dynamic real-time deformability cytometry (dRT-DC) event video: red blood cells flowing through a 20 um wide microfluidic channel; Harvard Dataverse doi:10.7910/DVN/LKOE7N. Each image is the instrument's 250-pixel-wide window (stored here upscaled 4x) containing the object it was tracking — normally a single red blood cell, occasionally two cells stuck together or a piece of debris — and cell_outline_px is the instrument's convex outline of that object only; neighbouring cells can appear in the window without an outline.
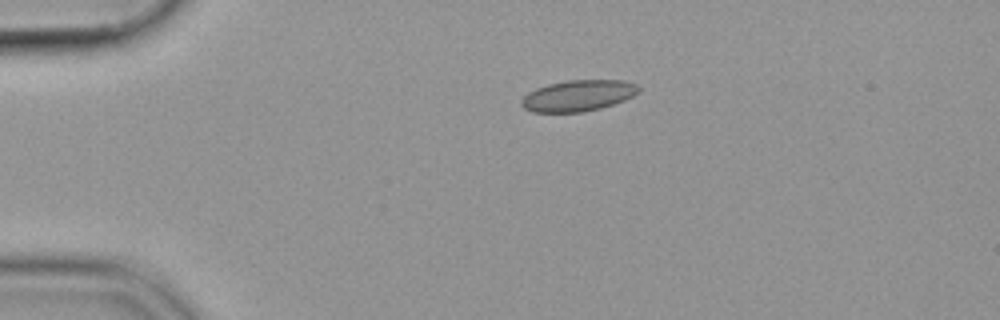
{"species": "common noctule bat (a hibernating species)", "species_latin": "Nyctalus noctula", "temperature_condition": "cold", "stored_images_in_passage": 43, "camera_frame_rate_fps": 3000, "um_per_image_px": 0.085, "animal": {"sex": "female", "body_mass_g": 19.9}, "frame": {"image": 1, "passage_image": 1, "time_ms": 0.0, "image_size_px": [1000, 320], "cell_outline_px": [[640, 92], [624, 100], [600, 108], [580, 112], [532, 112], [524, 108], [520, 104], [520, 100], [528, 92], [536, 88], [548, 84], [568, 80], [624, 80], [636, 84], [640, 88]], "centroid_in_image_um": [49.12, 8.12], "position_along_channel_um": 35.9, "area_um2": 21.27}}
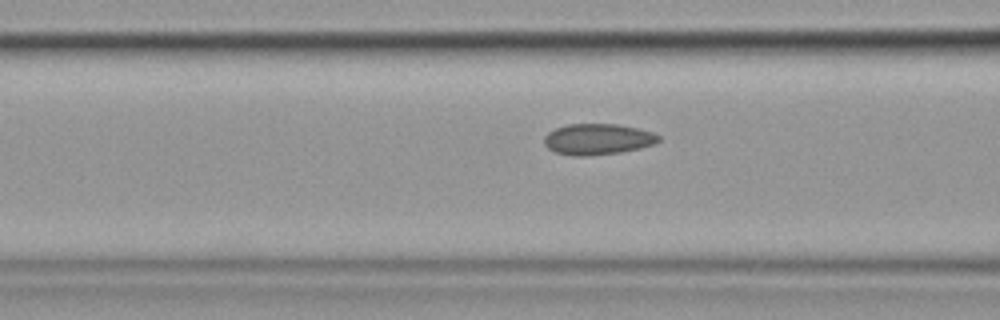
{"frame": {"image": 2, "passage_image": 11, "time_ms": 3.333, "image_size_px": [1000, 320], "cell_outline_px": [[660, 140], [656, 144], [640, 148], [620, 152], [584, 156], [572, 156], [556, 152], [548, 148], [544, 144], [544, 136], [548, 132], [556, 128], [568, 124], [616, 124], [640, 128], [652, 132], [660, 136]], "centroid_in_image_um": [50.82, 11.83], "position_along_channel_um": 115.8, "area_um2": 20.75}}
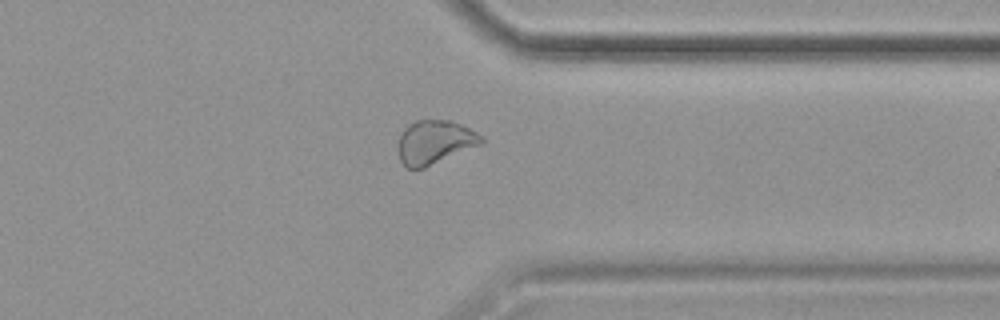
{"frame": {"image": 3, "passage_image": 32, "time_ms": 10.333, "image_size_px": [1000, 320], "cell_outline_px": [[484, 140], [480, 144], [424, 168], [408, 168], [400, 160], [400, 132], [408, 124], [416, 120], [448, 120], [460, 124], [484, 136]], "centroid_in_image_um": [36.95, 12.06], "position_along_channel_um": 374.5, "area_um2": 20.81}}